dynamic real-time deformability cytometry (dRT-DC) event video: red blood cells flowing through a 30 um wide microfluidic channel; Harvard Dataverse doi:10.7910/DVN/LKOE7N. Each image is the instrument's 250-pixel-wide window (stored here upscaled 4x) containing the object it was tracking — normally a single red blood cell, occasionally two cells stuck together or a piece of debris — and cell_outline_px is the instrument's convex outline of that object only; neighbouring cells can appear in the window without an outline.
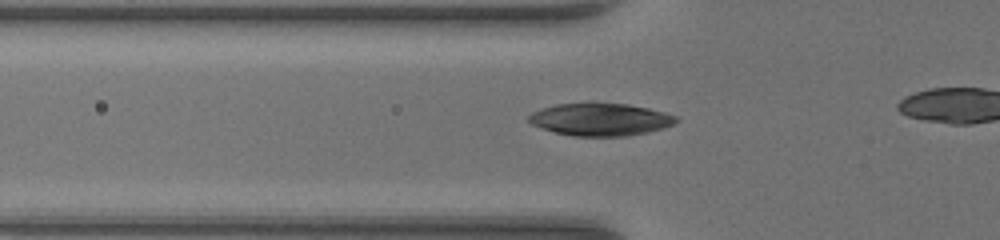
{"species": "common noctule bat (a hibernating species)", "species_latin": "Nyctalus noctula", "temperature_condition": "warm", "stored_images_in_passage": 35, "camera_frame_rate_fps": 3000, "um_per_image_px": 0.085, "animal": {"sex": "female", "body_mass_g": 17.0, "forearm_length_mm": 48.0}, "frame": {"image": 1, "passage_image": 13, "time_ms": 4.0, "image_size_px": [1000, 240], "cell_outline_px": [[680, 120], [664, 128], [648, 132], [624, 136], [572, 136], [556, 132], [532, 124], [528, 120], [528, 116], [532, 112], [540, 108], [556, 104], [588, 100], [592, 100], [628, 104], [648, 108], [664, 112], [676, 116]], "centroid_in_image_um": [51.02, 10.1], "position_along_channel_um": 74.8, "area_um2": 28.67}}
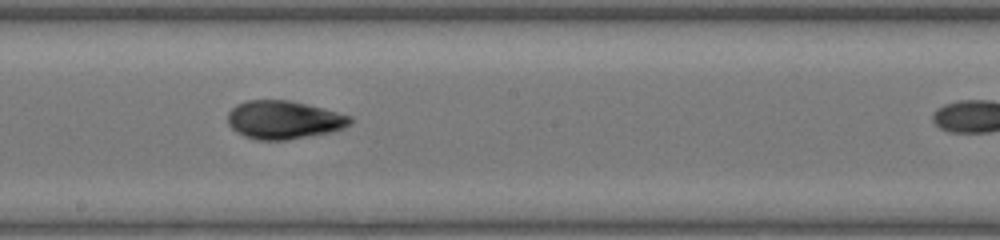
{"frame": {"image": 2, "passage_image": 23, "time_ms": 7.333, "image_size_px": [1000, 240], "cell_outline_px": [[352, 124], [344, 128], [332, 132], [288, 140], [256, 140], [244, 136], [236, 132], [228, 124], [228, 112], [236, 104], [248, 100], [288, 100], [308, 104], [324, 108], [352, 116]], "centroid_in_image_um": [24.14, 10.19], "position_along_channel_um": 224.1, "area_um2": 27.63}}
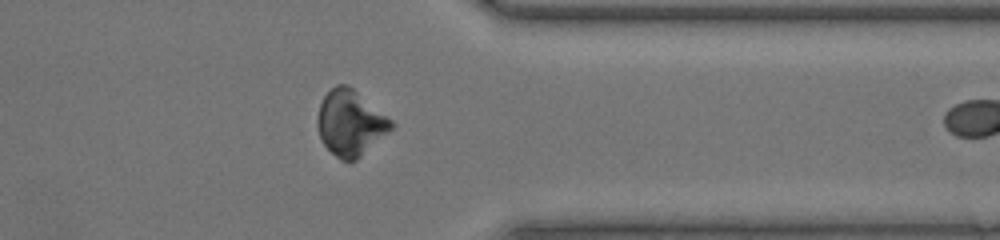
{"frame": {"image": 3, "passage_image": 34, "time_ms": 11.0, "image_size_px": [1000, 240], "cell_outline_px": [[396, 124], [388, 132], [356, 160], [340, 160], [320, 140], [316, 124], [316, 120], [320, 104], [324, 96], [336, 84], [348, 84], [392, 120]], "centroid_in_image_um": [29.76, 10.44], "position_along_channel_um": 381.6, "area_um2": 27.98}}